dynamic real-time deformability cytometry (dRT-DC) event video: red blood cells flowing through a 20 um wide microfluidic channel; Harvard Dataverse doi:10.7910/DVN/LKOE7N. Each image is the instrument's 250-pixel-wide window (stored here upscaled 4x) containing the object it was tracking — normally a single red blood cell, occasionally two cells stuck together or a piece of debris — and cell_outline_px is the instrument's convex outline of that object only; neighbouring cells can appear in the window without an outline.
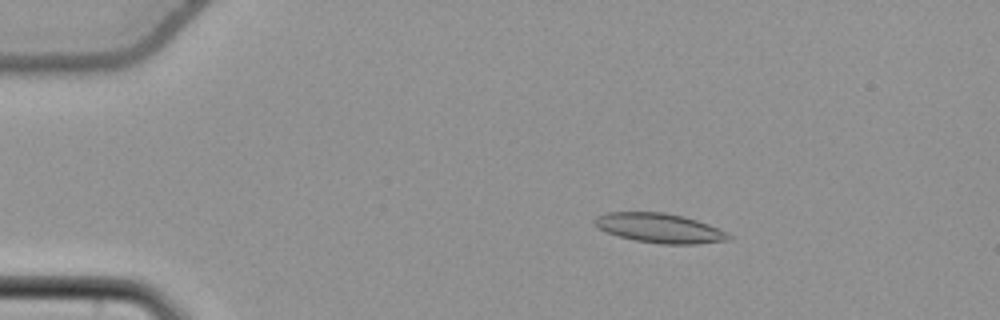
{"species": "common noctule bat (a hibernating species)", "species_latin": "Nyctalus noctula", "temperature_condition": "cold", "stored_images_in_passage": 56, "camera_frame_rate_fps": 3000, "um_per_image_px": 0.085, "animal": {"sex": "female", "body_mass_g": 22.7, "forearm_length_mm": 54.2}, "frame": {"image": 1, "passage_image": 11, "time_ms": 3.333, "image_size_px": [1000, 320], "cell_outline_px": [[732, 240], [696, 244], [660, 244], [636, 240], [620, 236], [608, 232], [600, 228], [592, 220], [596, 216], [604, 212], [664, 212], [684, 216], [708, 224], [728, 232], [732, 236]], "centroid_in_image_um": [56.11, 19.38], "position_along_channel_um": 28.9, "area_um2": 23.06}}
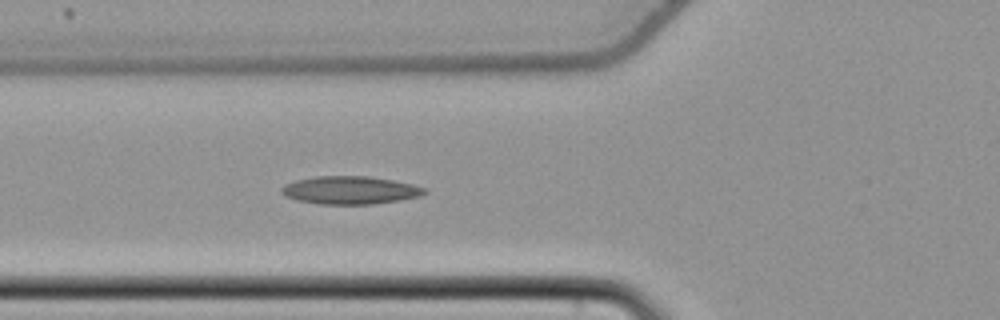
{"frame": {"image": 2, "passage_image": 22, "time_ms": 7.0, "image_size_px": [1000, 320], "cell_outline_px": [[428, 192], [420, 196], [400, 200], [372, 204], [320, 204], [296, 200], [284, 196], [280, 192], [280, 188], [284, 184], [296, 180], [316, 176], [368, 176], [392, 180], [412, 184], [428, 188]], "centroid_in_image_um": [29.75, 16.16], "position_along_channel_um": 96.0, "area_um2": 23.47}}
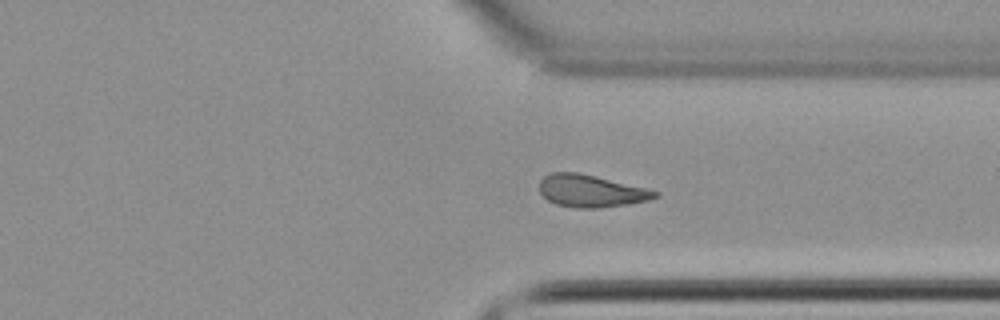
{"frame": {"image": 3, "passage_image": 43, "time_ms": 14.0, "image_size_px": [1000, 320], "cell_outline_px": [[660, 196], [648, 200], [628, 204], [596, 208], [572, 208], [556, 204], [548, 200], [540, 192], [540, 180], [544, 176], [552, 172], [576, 172], [596, 176], [660, 192]], "centroid_in_image_um": [50.21, 16.24], "position_along_channel_um": 361.2, "area_um2": 21.62}, "authors_computed_cell_mechanics": {"area_um2": 22.1952, "velocity_mm_per_s": 3.7752, "shape_relaxation_time_tau1_ms": null, "shape_relaxation_time_tau2_ms": 5.6698, "deformation_change_tau1": null, "deformation_change_tau2": 0.1216}}